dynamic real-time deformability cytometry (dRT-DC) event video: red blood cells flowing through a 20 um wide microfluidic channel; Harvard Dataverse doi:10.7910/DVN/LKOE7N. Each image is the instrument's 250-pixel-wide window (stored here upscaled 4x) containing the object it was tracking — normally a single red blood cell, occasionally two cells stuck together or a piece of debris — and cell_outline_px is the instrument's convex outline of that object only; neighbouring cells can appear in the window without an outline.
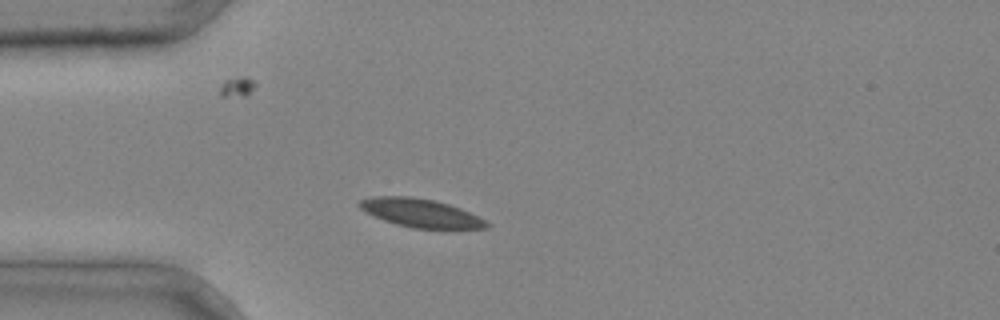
{"species": "common noctule bat (a hibernating species)", "species_latin": "Nyctalus noctula", "temperature_condition": "cold", "stored_images_in_passage": 1, "camera_frame_rate_fps": 3000, "um_per_image_px": 0.085, "animal": {"sex": "male", "body_mass_g": 20.4}, "frame": {"image": 1, "passage_image": 1, "time_ms": 0.0, "image_size_px": [1000, 320], "cell_outline_px": [[492, 224], [488, 228], [452, 232], [412, 228], [396, 224], [384, 220], [360, 208], [356, 204], [360, 200], [372, 196], [412, 196], [436, 200], [460, 208]], "centroid_in_image_um": [35.87, 18.16], "position_along_channel_um": 49.1, "area_um2": 21.96}}